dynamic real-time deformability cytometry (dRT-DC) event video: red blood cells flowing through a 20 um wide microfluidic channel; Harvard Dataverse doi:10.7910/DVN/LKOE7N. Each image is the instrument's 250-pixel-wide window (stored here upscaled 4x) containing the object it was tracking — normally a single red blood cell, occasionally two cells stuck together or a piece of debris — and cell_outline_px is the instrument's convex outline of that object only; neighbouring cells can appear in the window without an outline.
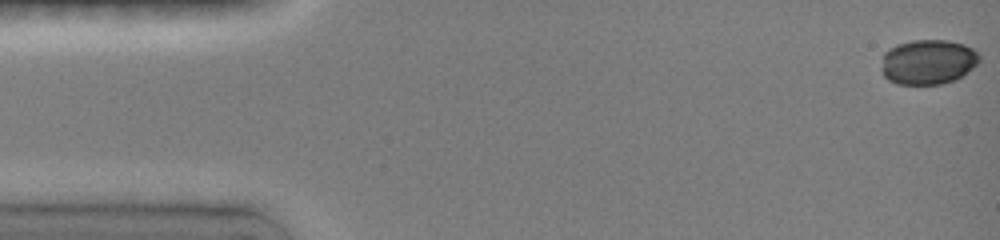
{"species": "common noctule bat (a hibernating species)", "species_latin": "Nyctalus noctula", "temperature_condition": "room temperature", "stored_images_in_passage": 44, "camera_frame_rate_fps": 3000, "um_per_image_px": 0.085, "animal": {"sex": "female", "body_mass_g": 19.0, "forearm_length_mm": 51.5}, "frame": {"image": 1, "passage_image": 1, "time_ms": 0.0, "image_size_px": [1000, 240], "cell_outline_px": [[980, 60], [972, 68], [956, 80], [940, 84], [896, 84], [888, 80], [884, 76], [880, 68], [884, 52], [888, 48], [896, 44], [912, 40], [948, 40], [964, 44], [972, 48], [980, 56]], "centroid_in_image_um": [78.85, 5.26], "position_along_channel_um": 6.2, "area_um2": 25.89}}